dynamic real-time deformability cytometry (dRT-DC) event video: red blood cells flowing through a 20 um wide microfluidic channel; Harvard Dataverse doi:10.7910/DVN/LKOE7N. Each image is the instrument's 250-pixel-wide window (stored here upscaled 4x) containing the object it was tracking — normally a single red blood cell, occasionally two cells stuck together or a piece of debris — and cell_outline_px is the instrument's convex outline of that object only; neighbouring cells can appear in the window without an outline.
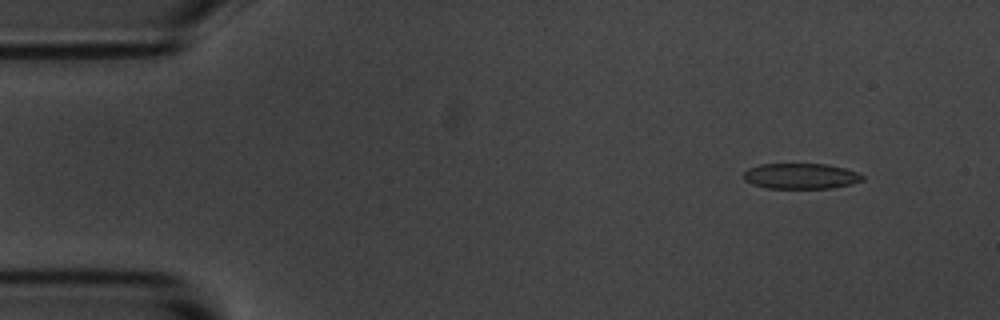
{"species": "common noctule bat (a hibernating species)", "species_latin": "Nyctalus noctula", "temperature_condition": "room temperature", "stored_images_in_passage": 4, "camera_frame_rate_fps": 3000, "um_per_image_px": 0.085, "animal": {"sex": "male", "body_mass_g": 20.1, "forearm_length_mm": 53.5}, "frame": {"image": 1, "passage_image": 1, "time_ms": 0.0, "image_size_px": [1000, 320], "cell_outline_px": [[864, 180], [852, 184], [832, 188], [768, 188], [752, 184], [744, 180], [744, 172], [748, 168], [760, 164], [828, 164], [860, 172], [864, 176]], "centroid_in_image_um": [68.1, 14.96], "position_along_channel_um": 16.9, "area_um2": 17.86}}
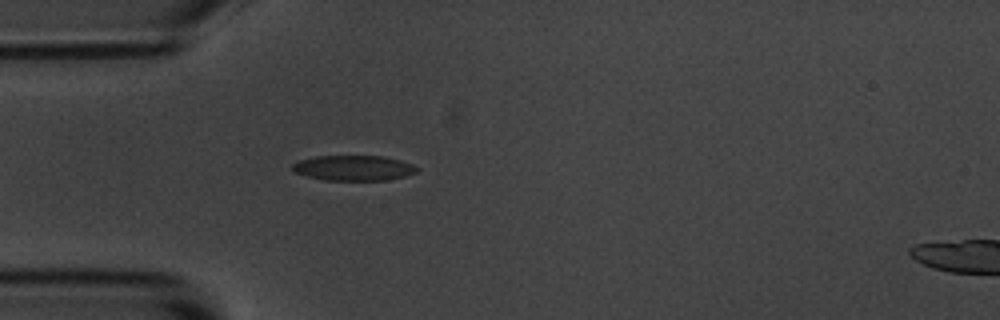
{"frame": {"image": 2, "passage_image": 4, "time_ms": 3.333, "image_size_px": [1000, 320], "cell_outline_px": [[420, 168], [416, 172], [404, 176], [388, 180], [324, 180], [308, 176], [296, 172], [292, 168], [292, 164], [300, 160], [316, 156], [384, 156], [400, 160], [412, 164]], "centroid_in_image_um": [30.09, 14.27], "position_along_channel_um": 54.9, "area_um2": 18.21}}